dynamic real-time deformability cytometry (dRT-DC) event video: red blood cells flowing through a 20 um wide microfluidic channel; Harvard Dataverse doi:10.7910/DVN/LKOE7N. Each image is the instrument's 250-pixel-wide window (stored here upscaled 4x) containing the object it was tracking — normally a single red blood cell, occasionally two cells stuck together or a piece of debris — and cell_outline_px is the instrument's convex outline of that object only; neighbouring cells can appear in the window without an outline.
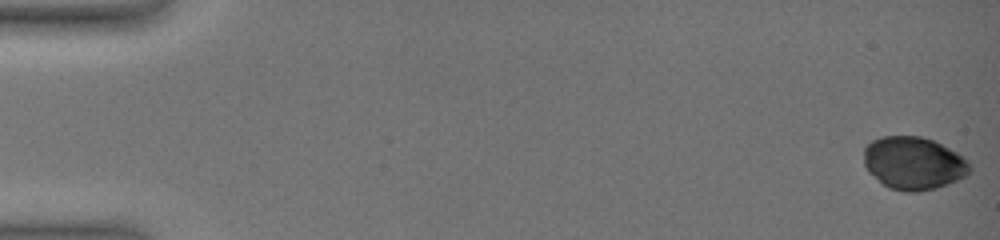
{"species": "common noctule bat (a hibernating species)", "species_latin": "Nyctalus noctula", "temperature_condition": "warm", "stored_images_in_passage": 50, "camera_frame_rate_fps": 3000, "um_per_image_px": 0.085, "animal": {"sex": "female", "body_mass_g": 19.0, "forearm_length_mm": 51.5}, "frame": {"image": 1, "passage_image": 1, "time_ms": 0.0, "image_size_px": [1000, 240], "cell_outline_px": [[972, 168], [964, 176], [948, 184], [936, 188], [920, 192], [904, 192], [888, 188], [868, 172], [864, 164], [864, 148], [872, 140], [884, 136], [920, 136], [932, 140], [956, 152], [968, 160]], "centroid_in_image_um": [77.63, 13.88], "position_along_channel_um": 7.4, "area_um2": 32.66}}
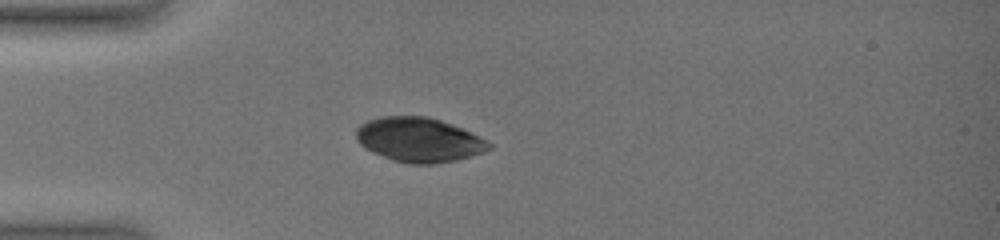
{"frame": {"image": 2, "passage_image": 16, "time_ms": 5.0, "image_size_px": [1000, 240], "cell_outline_px": [[492, 148], [484, 152], [472, 156], [456, 160], [436, 164], [408, 164], [392, 160], [372, 152], [364, 148], [356, 140], [356, 128], [360, 124], [368, 120], [380, 116], [428, 116], [464, 128], [488, 140], [492, 144]], "centroid_in_image_um": [35.63, 11.88], "position_along_channel_um": 49.4, "area_um2": 34.91}}